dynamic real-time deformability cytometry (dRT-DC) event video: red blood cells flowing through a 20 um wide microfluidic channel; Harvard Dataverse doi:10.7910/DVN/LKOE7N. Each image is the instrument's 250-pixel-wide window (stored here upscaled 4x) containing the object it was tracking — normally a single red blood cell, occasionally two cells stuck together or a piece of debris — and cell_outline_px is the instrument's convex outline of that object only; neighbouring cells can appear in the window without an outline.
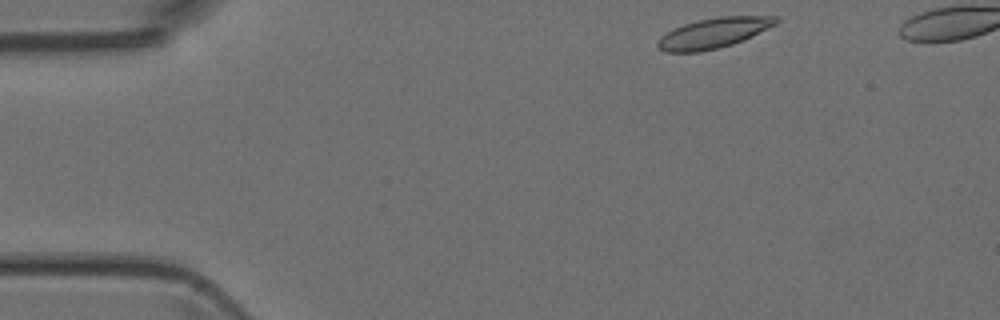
{"species": "Egyptian fruit bat (a non-hibernating species)", "species_latin": "Rousettus aegyptiacus", "temperature_condition": "room temperature", "stored_images_in_passage": 4, "camera_frame_rate_fps": 3000, "um_per_image_px": 0.085, "animal": {"sex": "female"}, "frame": {"image": 1, "passage_image": 1, "time_ms": 0.0, "image_size_px": [1000, 320], "cell_outline_px": [[780, 20], [776, 24], [752, 36], [732, 44], [700, 52], [664, 52], [656, 44], [660, 36], [684, 24], [700, 20], [720, 16], [776, 16]], "centroid_in_image_um": [60.66, 2.8], "position_along_channel_um": 24.3, "area_um2": 20.52}}